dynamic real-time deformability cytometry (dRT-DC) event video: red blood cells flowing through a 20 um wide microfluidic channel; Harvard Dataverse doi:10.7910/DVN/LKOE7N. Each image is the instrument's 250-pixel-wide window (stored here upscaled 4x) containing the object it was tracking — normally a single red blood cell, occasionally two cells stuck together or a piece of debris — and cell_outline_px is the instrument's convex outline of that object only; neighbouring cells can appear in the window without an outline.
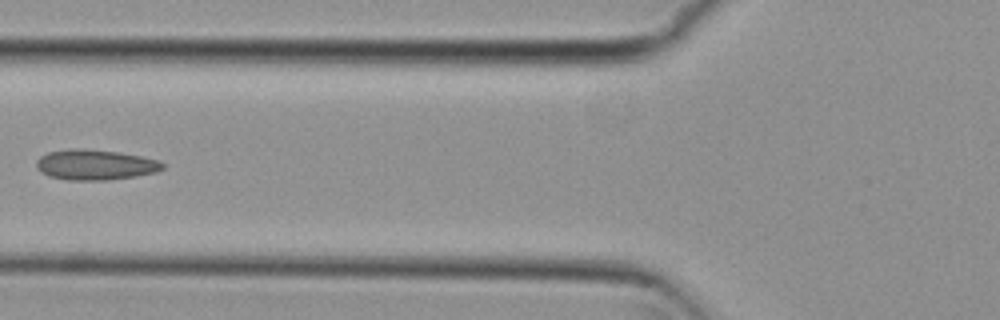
{"species": "common noctule bat (a hibernating species)", "species_latin": "Nyctalus noctula", "temperature_condition": "cold", "stored_images_in_passage": 3, "camera_frame_rate_fps": 3000, "um_per_image_px": 0.085, "animal": {"sex": "female", "body_mass_g": 29.2, "forearm_length_mm": 56.3}, "frame": {"image": 1, "passage_image": 2, "time_ms": 0.333, "image_size_px": [1000, 320], "cell_outline_px": [[164, 168], [156, 172], [136, 176], [108, 180], [68, 180], [48, 176], [40, 172], [36, 168], [36, 160], [40, 156], [48, 152], [68, 148], [84, 148], [116, 152], [140, 156], [160, 160], [164, 164]], "centroid_in_image_um": [8.06, 14.0], "position_along_channel_um": 117.7, "area_um2": 22.54}}
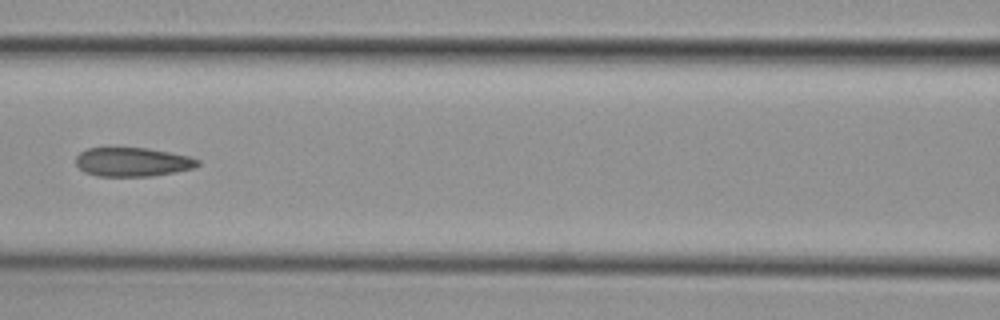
{"frame": {"image": 2, "passage_image": 3, "time_ms": 0.667, "image_size_px": [1000, 320], "cell_outline_px": [[200, 164], [196, 168], [152, 176], [96, 176], [84, 172], [76, 164], [76, 156], [80, 152], [88, 148], [148, 148], [188, 156], [200, 160]], "centroid_in_image_um": [11.27, 13.77], "position_along_channel_um": 155.3, "area_um2": 20.58}}